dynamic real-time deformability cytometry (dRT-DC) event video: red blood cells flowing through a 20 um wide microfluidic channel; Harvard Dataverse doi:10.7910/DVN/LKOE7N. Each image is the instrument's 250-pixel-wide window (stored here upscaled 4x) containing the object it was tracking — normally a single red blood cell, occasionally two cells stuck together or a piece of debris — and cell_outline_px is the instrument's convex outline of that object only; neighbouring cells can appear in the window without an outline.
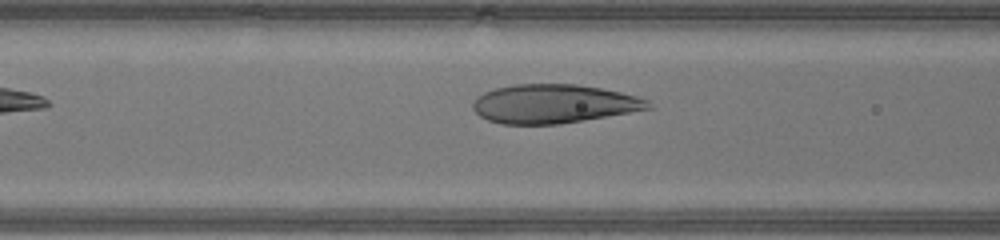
{"species": "human", "species_latin": "Homo sapiens", "temperature_condition": "warm", "stored_images_in_passage": 29, "camera_frame_rate_fps": 3000, "um_per_image_px": 0.085, "donor": {"sex": "male"}, "frame": {"image": 1, "passage_image": 7, "time_ms": 2.0, "image_size_px": [1000, 240], "cell_outline_px": [[652, 108], [584, 120], [560, 124], [500, 124], [488, 120], [480, 116], [472, 108], [472, 104], [476, 96], [484, 92], [496, 88], [516, 84], [576, 84], [600, 88], [620, 92], [636, 96], [648, 100]], "centroid_in_image_um": [47.02, 8.82], "position_along_channel_um": 119.6, "area_um2": 39.54}}
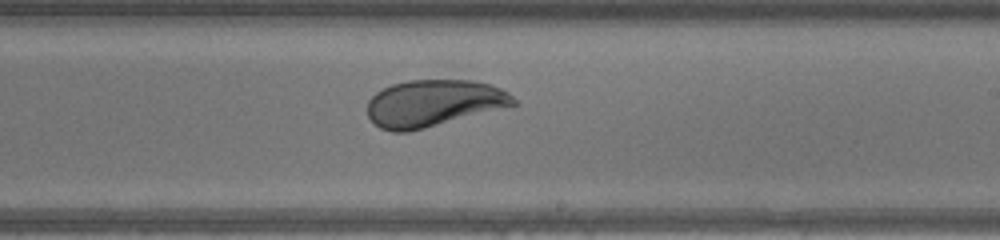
{"frame": {"image": 2, "passage_image": 16, "time_ms": 5.0, "image_size_px": [1000, 240], "cell_outline_px": [[520, 104], [408, 132], [392, 132], [380, 128], [368, 116], [368, 100], [376, 92], [392, 84], [408, 80], [472, 80], [492, 84], [508, 92]], "centroid_in_image_um": [36.87, 8.76], "position_along_channel_um": 252.1, "area_um2": 39.88}}
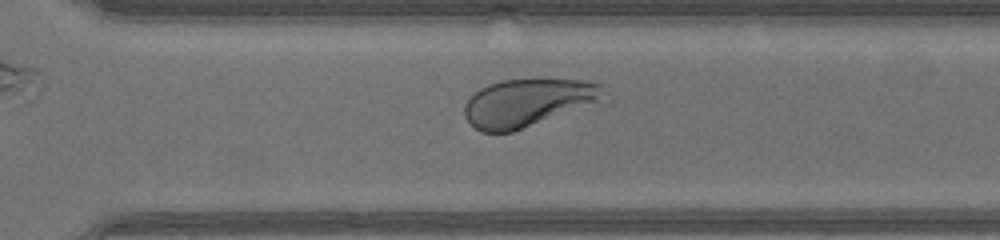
{"frame": {"image": 3, "passage_image": 21, "time_ms": 6.667, "image_size_px": [1000, 240], "cell_outline_px": [[608, 104], [512, 132], [480, 132], [464, 116], [464, 104], [480, 88], [488, 84], [504, 80], [588, 80], [604, 84], [608, 92]], "centroid_in_image_um": [45.12, 8.75], "position_along_channel_um": 325.5, "area_um2": 40.58}, "authors_computed_cell_mechanics": {"area_um2": 40.5756, "velocity_mm_per_s": 4.4166, "shape_relaxation_time_tau1_ms": 2.9983, "shape_relaxation_time_tau2_ms": 0.6456, "deformation_change_tau1": 0.1508, "deformation_change_tau2": 0.0471}}